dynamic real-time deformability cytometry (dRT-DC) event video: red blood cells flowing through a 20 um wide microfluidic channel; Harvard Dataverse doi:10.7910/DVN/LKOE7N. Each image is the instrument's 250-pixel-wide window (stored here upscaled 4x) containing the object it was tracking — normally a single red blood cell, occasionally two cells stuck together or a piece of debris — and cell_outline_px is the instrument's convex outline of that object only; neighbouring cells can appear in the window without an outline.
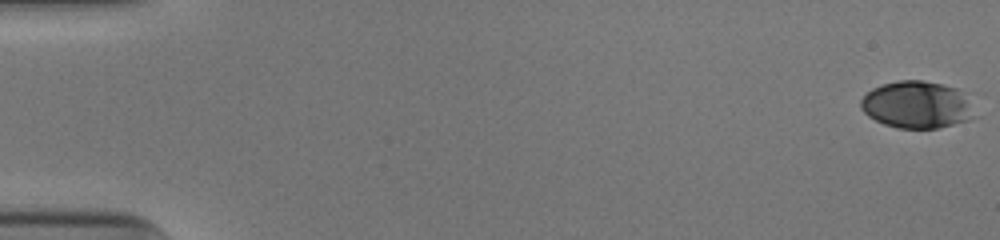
{"species": "human", "species_latin": "Homo sapiens", "temperature_condition": "cold", "stored_images_in_passage": 53, "camera_frame_rate_fps": 3000, "um_per_image_px": 0.085, "donor": {"sex": "male"}, "frame": {"image": 1, "passage_image": 1, "time_ms": 0.0, "image_size_px": [1000, 240], "cell_outline_px": [[980, 116], [968, 120], [936, 128], [900, 128], [884, 124], [868, 116], [860, 108], [860, 100], [872, 88], [880, 84], [900, 80], [920, 80], [940, 84], [956, 88]], "centroid_in_image_um": [77.91, 8.91], "position_along_channel_um": 7.1, "area_um2": 31.1}}
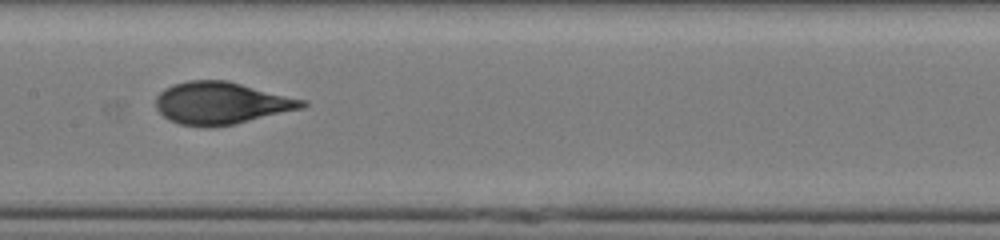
{"frame": {"image": 2, "passage_image": 28, "time_ms": 9.0, "image_size_px": [1000, 240], "cell_outline_px": [[308, 104], [304, 108], [232, 124], [208, 128], [204, 128], [180, 124], [168, 120], [156, 108], [156, 96], [164, 88], [188, 80], [228, 80], [308, 100]], "centroid_in_image_um": [18.83, 8.76], "position_along_channel_um": 188.6, "area_um2": 36.24}}
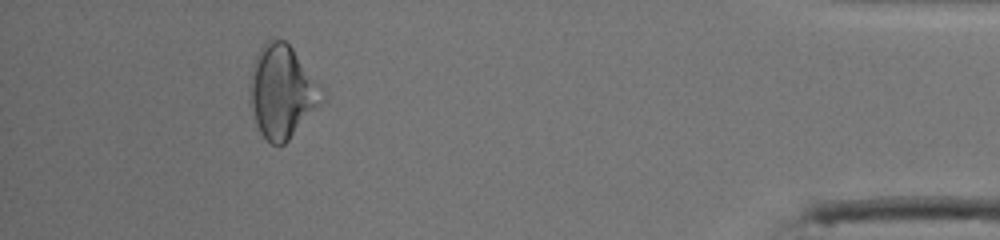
{"frame": {"image": 3, "passage_image": 49, "time_ms": 16.0, "image_size_px": [1000, 240], "cell_outline_px": [[324, 100], [288, 140], [284, 144], [272, 144], [260, 132], [252, 108], [248, 84], [260, 48], [264, 44], [272, 40], [284, 40], [292, 48]], "centroid_in_image_um": [23.9, 7.83], "position_along_channel_um": 411.3, "area_um2": 36.88}, "authors_computed_cell_mechanics": {"area_um2": 35.547, "velocity_mm_per_s": 3.9492, "shape_relaxation_time_tau1_ms": 4.8526, "shape_relaxation_time_tau2_ms": 0.8863, "deformation_change_tau1": 0.1731, "deformation_change_tau2": 0.0442}}